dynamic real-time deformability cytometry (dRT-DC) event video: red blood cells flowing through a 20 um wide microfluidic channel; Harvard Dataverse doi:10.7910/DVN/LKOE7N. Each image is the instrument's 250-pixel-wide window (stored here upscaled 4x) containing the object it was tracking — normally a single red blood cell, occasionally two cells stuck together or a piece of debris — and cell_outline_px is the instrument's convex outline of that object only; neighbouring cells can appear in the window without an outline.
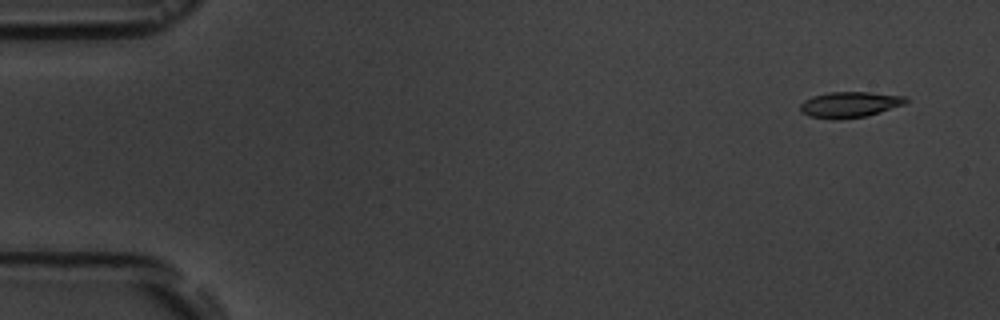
{"species": "common noctule bat (a hibernating species)", "species_latin": "Nyctalus noctula", "temperature_condition": "room temperature", "stored_images_in_passage": 5, "camera_frame_rate_fps": 3000, "um_per_image_px": 0.085, "animal": {"sex": "male", "body_mass_g": 19.5, "forearm_length_mm": 54.6}, "frame": {"image": 1, "passage_image": 2, "time_ms": 1.0, "image_size_px": [1000, 320], "cell_outline_px": [[908, 100], [904, 104], [880, 112], [864, 116], [836, 120], [832, 120], [808, 116], [800, 112], [800, 104], [804, 100], [812, 96], [828, 92], [872, 92], [908, 96]], "centroid_in_image_um": [72.2, 8.88], "position_along_channel_um": 12.8, "area_um2": 16.07}}
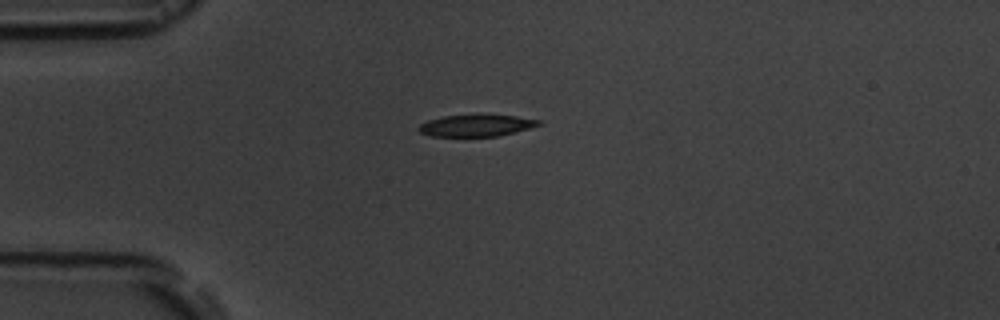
{"frame": {"image": 2, "passage_image": 5, "time_ms": 4.667, "image_size_px": [1000, 320], "cell_outline_px": [[540, 124], [528, 128], [500, 136], [432, 136], [420, 132], [416, 128], [420, 124], [428, 120], [444, 116], [476, 112], [480, 112], [516, 116], [540, 120]], "centroid_in_image_um": [40.45, 10.62], "position_along_channel_um": 44.5, "area_um2": 15.78}}